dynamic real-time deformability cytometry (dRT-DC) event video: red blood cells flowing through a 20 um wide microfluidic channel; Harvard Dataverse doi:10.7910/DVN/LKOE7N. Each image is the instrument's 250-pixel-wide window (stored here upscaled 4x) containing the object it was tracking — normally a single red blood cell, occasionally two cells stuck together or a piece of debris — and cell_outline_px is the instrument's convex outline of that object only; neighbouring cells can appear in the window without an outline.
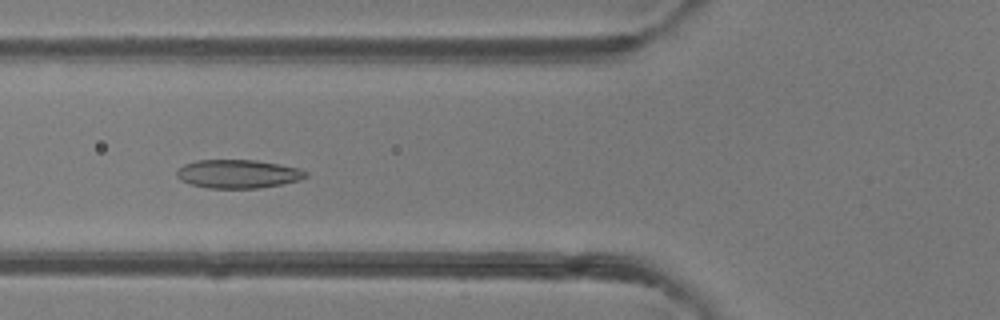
{"species": "common noctule bat (a hibernating species)", "species_latin": "Nyctalus noctula", "temperature_condition": "room temperature", "stored_images_in_passage": 34, "camera_frame_rate_fps": 3000, "um_per_image_px": 0.085, "animal": {"sex": "female"}, "frame": {"image": 1, "passage_image": 8, "time_ms": 2.333, "image_size_px": [1000, 320], "cell_outline_px": [[308, 176], [300, 180], [280, 184], [256, 188], [208, 188], [192, 184], [180, 180], [176, 176], [176, 172], [184, 164], [196, 160], [256, 160], [280, 164], [300, 168], [308, 172]], "centroid_in_image_um": [20.25, 14.77], "position_along_channel_um": 105.6, "area_um2": 21.44}}
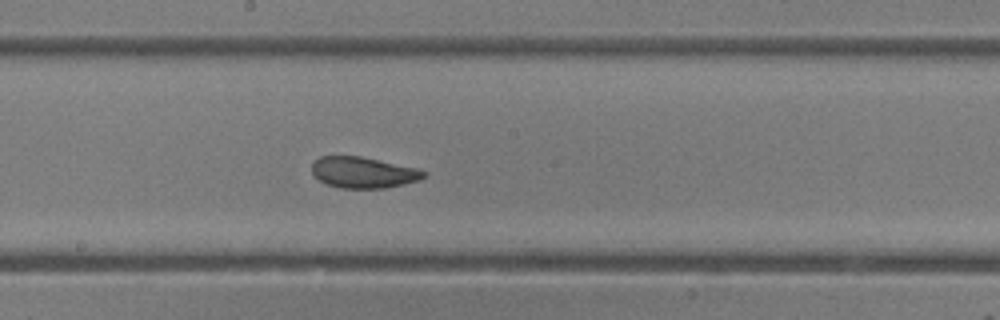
{"frame": {"image": 2, "passage_image": 16, "time_ms": 5.0, "image_size_px": [1000, 320], "cell_outline_px": [[428, 172], [420, 180], [404, 184], [384, 188], [340, 188], [324, 184], [312, 172], [312, 164], [320, 156], [360, 156], [416, 168]], "centroid_in_image_um": [30.87, 14.67], "position_along_channel_um": 217.3, "area_um2": 20.17}}
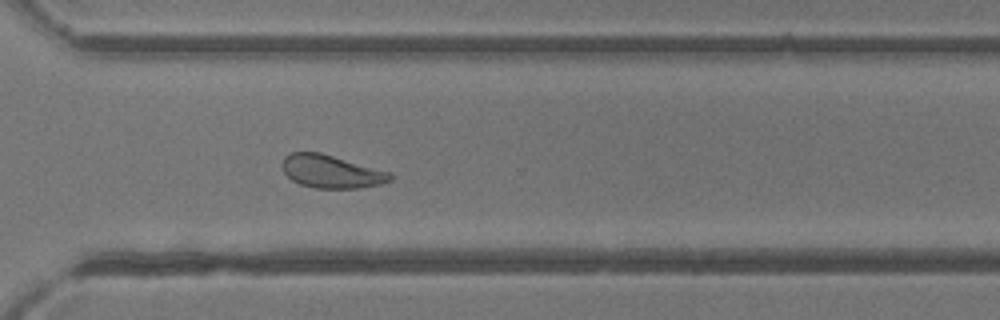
{"frame": {"image": 3, "passage_image": 25, "time_ms": 8.0, "image_size_px": [1000, 320], "cell_outline_px": [[392, 180], [380, 184], [360, 188], [312, 188], [300, 184], [292, 180], [284, 172], [284, 156], [292, 152], [320, 152], [392, 172]], "centroid_in_image_um": [28.2, 14.58], "position_along_channel_um": 342.4, "area_um2": 20.75}, "authors_computed_cell_mechanics": {"area_um2": 21.4727, "velocity_mm_per_s": 4.1748, "shape_relaxation_time_tau1_ms": 3.3486, "shape_relaxation_time_tau2_ms": 1.4244, "deformation_change_tau1": 0.1235, "deformation_change_tau2": 0.0681}}